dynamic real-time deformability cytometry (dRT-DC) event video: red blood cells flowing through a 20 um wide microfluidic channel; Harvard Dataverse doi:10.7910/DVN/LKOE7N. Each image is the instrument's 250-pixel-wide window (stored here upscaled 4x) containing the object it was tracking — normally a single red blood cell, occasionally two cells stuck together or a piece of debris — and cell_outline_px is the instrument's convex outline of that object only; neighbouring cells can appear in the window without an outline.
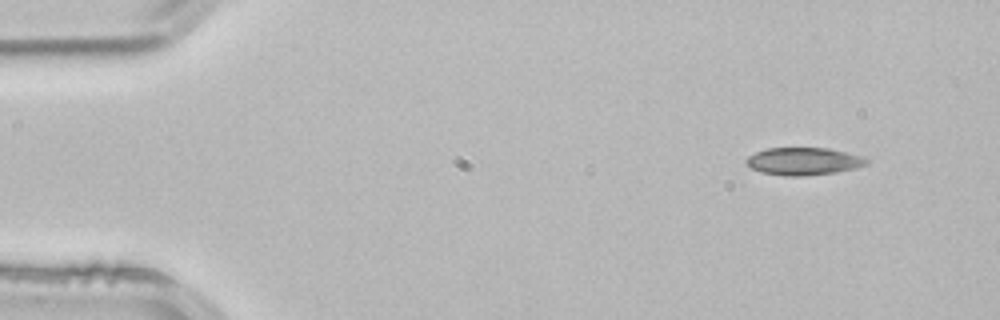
{"species": "common noctule bat (a hibernating species)", "species_latin": "Nyctalus noctula", "temperature_condition": "room temperature", "stored_images_in_passage": 3, "camera_frame_rate_fps": 3000, "um_per_image_px": 0.085, "animal": {"sex": "male", "body_mass_g": 21.5, "forearm_length_mm": 52.0}, "frame": {"image": 1, "passage_image": 1, "time_ms": 0.0, "image_size_px": [1000, 320], "cell_outline_px": [[868, 164], [856, 168], [836, 172], [804, 176], [784, 176], [760, 172], [752, 168], [744, 160], [748, 156], [764, 148], [828, 148], [864, 156], [868, 160]], "centroid_in_image_um": [68.31, 13.71], "position_along_channel_um": 16.7, "area_um2": 19.42}}
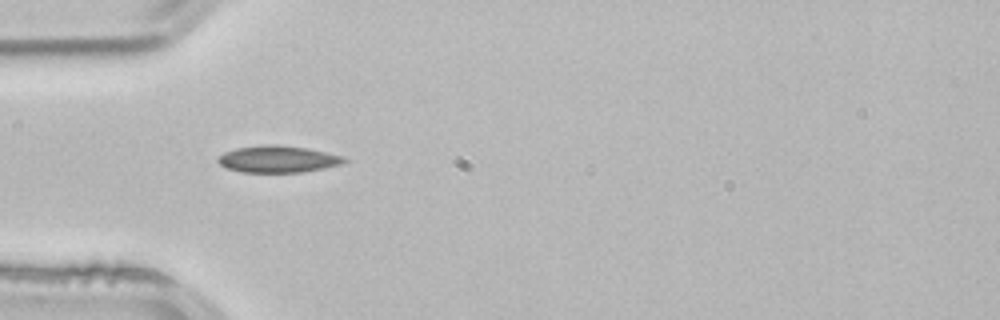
{"frame": {"image": 2, "passage_image": 3, "time_ms": 0.667, "image_size_px": [1000, 320], "cell_outline_px": [[348, 160], [344, 164], [324, 168], [300, 172], [240, 172], [228, 168], [220, 164], [216, 160], [224, 152], [236, 148], [264, 144], [276, 144], [308, 148], [344, 156]], "centroid_in_image_um": [23.65, 13.52], "position_along_channel_um": 61.3, "area_um2": 19.83}}